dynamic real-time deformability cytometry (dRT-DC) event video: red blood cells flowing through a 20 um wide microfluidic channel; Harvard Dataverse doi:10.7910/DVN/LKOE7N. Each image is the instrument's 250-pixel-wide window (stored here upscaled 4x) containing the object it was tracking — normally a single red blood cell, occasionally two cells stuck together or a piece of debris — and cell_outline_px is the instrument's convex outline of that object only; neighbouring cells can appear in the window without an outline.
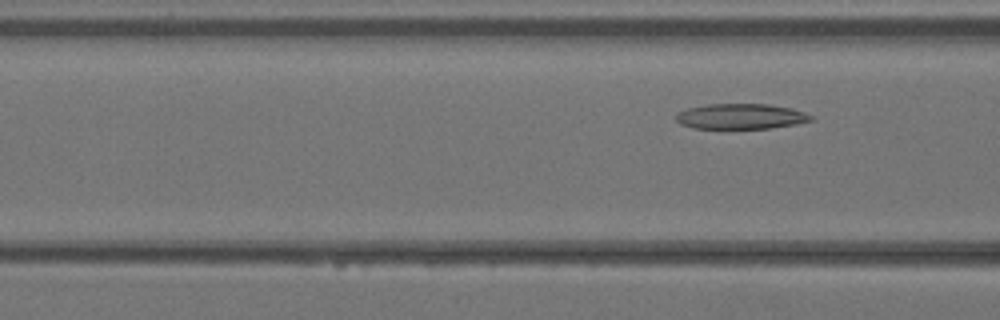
{"species": "Egyptian fruit bat (a non-hibernating species)", "species_latin": "Rousettus aegyptiacus", "temperature_condition": "warm", "stored_images_in_passage": 6, "camera_frame_rate_fps": 3000, "um_per_image_px": 0.085, "animal": {"sex": "female"}, "frame": {"image": 1, "passage_image": 6, "time_ms": 1.667, "image_size_px": [1000, 320], "cell_outline_px": [[816, 116], [812, 120], [796, 124], [772, 128], [692, 128], [680, 124], [676, 120], [676, 116], [680, 112], [688, 108], [708, 104], [768, 104], [792, 108]], "centroid_in_image_um": [63.01, 9.89], "position_along_channel_um": 103.6, "area_um2": 19.94}}